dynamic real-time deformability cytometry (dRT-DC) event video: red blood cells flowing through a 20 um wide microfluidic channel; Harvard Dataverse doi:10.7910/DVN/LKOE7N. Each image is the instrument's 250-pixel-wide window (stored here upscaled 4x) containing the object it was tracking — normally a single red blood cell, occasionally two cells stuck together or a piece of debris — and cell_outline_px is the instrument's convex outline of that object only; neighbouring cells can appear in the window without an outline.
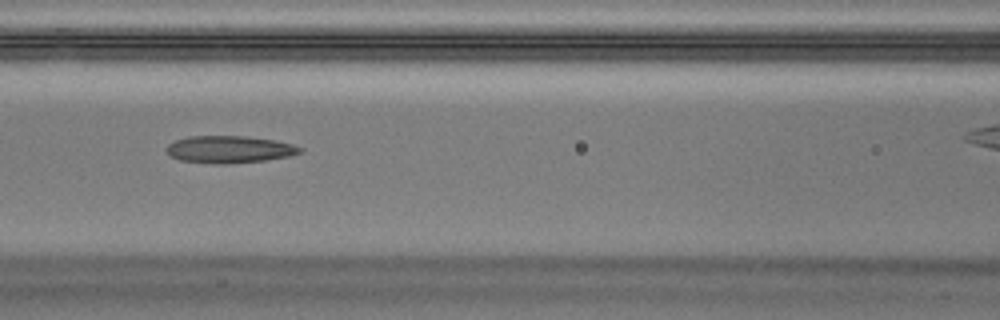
{"species": "Egyptian fruit bat (a non-hibernating species)", "species_latin": "Rousettus aegyptiacus", "temperature_condition": "warm", "stored_images_in_passage": 9, "camera_frame_rate_fps": 3000, "um_per_image_px": 0.085, "animal": {"sex": "male"}, "frame": {"image": 1, "passage_image": 7, "time_ms": 2.0, "image_size_px": [1000, 320], "cell_outline_px": [[304, 152], [288, 156], [264, 160], [228, 164], [212, 164], [180, 160], [168, 156], [168, 144], [176, 140], [188, 136], [244, 136], [272, 140], [292, 144], [304, 148]], "centroid_in_image_um": [19.49, 12.7], "position_along_channel_um": 147.1, "area_um2": 21.15}}